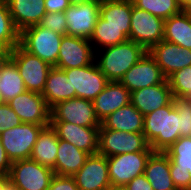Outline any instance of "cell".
I'll list each match as a JSON object with an SVG mask.
<instances>
[{"label": "cell", "instance_id": "6da1fadb", "mask_svg": "<svg viewBox=\"0 0 191 190\" xmlns=\"http://www.w3.org/2000/svg\"><path fill=\"white\" fill-rule=\"evenodd\" d=\"M143 134L153 151L162 152L181 137V117L174 101L144 116Z\"/></svg>", "mask_w": 191, "mask_h": 190}, {"label": "cell", "instance_id": "7a4b0ae2", "mask_svg": "<svg viewBox=\"0 0 191 190\" xmlns=\"http://www.w3.org/2000/svg\"><path fill=\"white\" fill-rule=\"evenodd\" d=\"M147 51L132 40L105 47L95 62L108 81L120 82L124 74L135 65ZM97 60V61H96Z\"/></svg>", "mask_w": 191, "mask_h": 190}, {"label": "cell", "instance_id": "3957f363", "mask_svg": "<svg viewBox=\"0 0 191 190\" xmlns=\"http://www.w3.org/2000/svg\"><path fill=\"white\" fill-rule=\"evenodd\" d=\"M62 38L63 35L36 24L20 32L19 44L29 53L54 67L57 65Z\"/></svg>", "mask_w": 191, "mask_h": 190}, {"label": "cell", "instance_id": "277c9868", "mask_svg": "<svg viewBox=\"0 0 191 190\" xmlns=\"http://www.w3.org/2000/svg\"><path fill=\"white\" fill-rule=\"evenodd\" d=\"M8 57L15 63L26 90L42 94L52 66L26 51L20 44L9 52Z\"/></svg>", "mask_w": 191, "mask_h": 190}, {"label": "cell", "instance_id": "5b68a950", "mask_svg": "<svg viewBox=\"0 0 191 190\" xmlns=\"http://www.w3.org/2000/svg\"><path fill=\"white\" fill-rule=\"evenodd\" d=\"M55 173L32 159L12 162L8 177L18 190H48Z\"/></svg>", "mask_w": 191, "mask_h": 190}, {"label": "cell", "instance_id": "8992f818", "mask_svg": "<svg viewBox=\"0 0 191 190\" xmlns=\"http://www.w3.org/2000/svg\"><path fill=\"white\" fill-rule=\"evenodd\" d=\"M44 127L33 123H21L0 134L2 145L11 162L30 159L33 147Z\"/></svg>", "mask_w": 191, "mask_h": 190}, {"label": "cell", "instance_id": "52a82bcc", "mask_svg": "<svg viewBox=\"0 0 191 190\" xmlns=\"http://www.w3.org/2000/svg\"><path fill=\"white\" fill-rule=\"evenodd\" d=\"M139 151H153L143 133L99 129L98 154L110 157Z\"/></svg>", "mask_w": 191, "mask_h": 190}, {"label": "cell", "instance_id": "ba28073f", "mask_svg": "<svg viewBox=\"0 0 191 190\" xmlns=\"http://www.w3.org/2000/svg\"><path fill=\"white\" fill-rule=\"evenodd\" d=\"M165 20L133 6L129 40L136 42L146 51L164 38Z\"/></svg>", "mask_w": 191, "mask_h": 190}, {"label": "cell", "instance_id": "9c48e42d", "mask_svg": "<svg viewBox=\"0 0 191 190\" xmlns=\"http://www.w3.org/2000/svg\"><path fill=\"white\" fill-rule=\"evenodd\" d=\"M153 152L139 151L107 157L111 185L125 186L136 176L144 174L147 161Z\"/></svg>", "mask_w": 191, "mask_h": 190}, {"label": "cell", "instance_id": "30bf717a", "mask_svg": "<svg viewBox=\"0 0 191 190\" xmlns=\"http://www.w3.org/2000/svg\"><path fill=\"white\" fill-rule=\"evenodd\" d=\"M51 122H70L83 127H100L91 100L72 98L58 102L51 108Z\"/></svg>", "mask_w": 191, "mask_h": 190}, {"label": "cell", "instance_id": "8fae6325", "mask_svg": "<svg viewBox=\"0 0 191 190\" xmlns=\"http://www.w3.org/2000/svg\"><path fill=\"white\" fill-rule=\"evenodd\" d=\"M67 35L90 40L100 15V0L71 4L64 12Z\"/></svg>", "mask_w": 191, "mask_h": 190}, {"label": "cell", "instance_id": "7c38bea8", "mask_svg": "<svg viewBox=\"0 0 191 190\" xmlns=\"http://www.w3.org/2000/svg\"><path fill=\"white\" fill-rule=\"evenodd\" d=\"M94 62L95 60L85 67L64 70L71 80L72 91H75L78 98L93 101L109 82Z\"/></svg>", "mask_w": 191, "mask_h": 190}, {"label": "cell", "instance_id": "4fadbf2b", "mask_svg": "<svg viewBox=\"0 0 191 190\" xmlns=\"http://www.w3.org/2000/svg\"><path fill=\"white\" fill-rule=\"evenodd\" d=\"M22 123L48 126L51 123V108L40 93L26 90L8 102Z\"/></svg>", "mask_w": 191, "mask_h": 190}, {"label": "cell", "instance_id": "5bb4252c", "mask_svg": "<svg viewBox=\"0 0 191 190\" xmlns=\"http://www.w3.org/2000/svg\"><path fill=\"white\" fill-rule=\"evenodd\" d=\"M94 49L88 39L63 35L55 67L65 70L90 65L95 59L94 52H97Z\"/></svg>", "mask_w": 191, "mask_h": 190}, {"label": "cell", "instance_id": "9a60e30c", "mask_svg": "<svg viewBox=\"0 0 191 190\" xmlns=\"http://www.w3.org/2000/svg\"><path fill=\"white\" fill-rule=\"evenodd\" d=\"M167 78L155 59L147 51L145 55L133 65L120 82L130 92L163 83Z\"/></svg>", "mask_w": 191, "mask_h": 190}, {"label": "cell", "instance_id": "2e32d148", "mask_svg": "<svg viewBox=\"0 0 191 190\" xmlns=\"http://www.w3.org/2000/svg\"><path fill=\"white\" fill-rule=\"evenodd\" d=\"M73 177L79 190H107L111 185L107 157L90 155Z\"/></svg>", "mask_w": 191, "mask_h": 190}, {"label": "cell", "instance_id": "e0dca14e", "mask_svg": "<svg viewBox=\"0 0 191 190\" xmlns=\"http://www.w3.org/2000/svg\"><path fill=\"white\" fill-rule=\"evenodd\" d=\"M148 52L166 78L177 70L191 66V49L183 48L175 43L161 40Z\"/></svg>", "mask_w": 191, "mask_h": 190}, {"label": "cell", "instance_id": "ac0fdd59", "mask_svg": "<svg viewBox=\"0 0 191 190\" xmlns=\"http://www.w3.org/2000/svg\"><path fill=\"white\" fill-rule=\"evenodd\" d=\"M50 124L56 130L58 139L73 144L89 155L98 153L100 127H83L70 122H51Z\"/></svg>", "mask_w": 191, "mask_h": 190}, {"label": "cell", "instance_id": "d6986e66", "mask_svg": "<svg viewBox=\"0 0 191 190\" xmlns=\"http://www.w3.org/2000/svg\"><path fill=\"white\" fill-rule=\"evenodd\" d=\"M174 97L166 79L163 83L131 92V104L143 115L163 108L173 101Z\"/></svg>", "mask_w": 191, "mask_h": 190}, {"label": "cell", "instance_id": "ffe728a7", "mask_svg": "<svg viewBox=\"0 0 191 190\" xmlns=\"http://www.w3.org/2000/svg\"><path fill=\"white\" fill-rule=\"evenodd\" d=\"M130 102L131 92L121 82L115 81H109L104 90L92 101L100 122Z\"/></svg>", "mask_w": 191, "mask_h": 190}, {"label": "cell", "instance_id": "44dd1931", "mask_svg": "<svg viewBox=\"0 0 191 190\" xmlns=\"http://www.w3.org/2000/svg\"><path fill=\"white\" fill-rule=\"evenodd\" d=\"M6 2L19 32L39 24L46 14L45 0H6Z\"/></svg>", "mask_w": 191, "mask_h": 190}, {"label": "cell", "instance_id": "7402d4cb", "mask_svg": "<svg viewBox=\"0 0 191 190\" xmlns=\"http://www.w3.org/2000/svg\"><path fill=\"white\" fill-rule=\"evenodd\" d=\"M144 175L154 190H177L170 174V158L162 151H154L146 164Z\"/></svg>", "mask_w": 191, "mask_h": 190}, {"label": "cell", "instance_id": "603a6c76", "mask_svg": "<svg viewBox=\"0 0 191 190\" xmlns=\"http://www.w3.org/2000/svg\"><path fill=\"white\" fill-rule=\"evenodd\" d=\"M132 14L131 0H100V17L106 25L122 29V33L129 39Z\"/></svg>", "mask_w": 191, "mask_h": 190}, {"label": "cell", "instance_id": "cb8c5ba5", "mask_svg": "<svg viewBox=\"0 0 191 190\" xmlns=\"http://www.w3.org/2000/svg\"><path fill=\"white\" fill-rule=\"evenodd\" d=\"M143 122L144 116L129 103L102 120L99 129L143 133Z\"/></svg>", "mask_w": 191, "mask_h": 190}, {"label": "cell", "instance_id": "d4e9b609", "mask_svg": "<svg viewBox=\"0 0 191 190\" xmlns=\"http://www.w3.org/2000/svg\"><path fill=\"white\" fill-rule=\"evenodd\" d=\"M42 96L48 106L52 108L58 102L75 98L76 94L75 91H72L71 80L65 71L54 66L47 75Z\"/></svg>", "mask_w": 191, "mask_h": 190}, {"label": "cell", "instance_id": "484cf974", "mask_svg": "<svg viewBox=\"0 0 191 190\" xmlns=\"http://www.w3.org/2000/svg\"><path fill=\"white\" fill-rule=\"evenodd\" d=\"M89 156L73 144L59 139L57 159L52 169L56 175L73 176L85 164Z\"/></svg>", "mask_w": 191, "mask_h": 190}, {"label": "cell", "instance_id": "4316f807", "mask_svg": "<svg viewBox=\"0 0 191 190\" xmlns=\"http://www.w3.org/2000/svg\"><path fill=\"white\" fill-rule=\"evenodd\" d=\"M58 142V135L51 124L44 127L33 147L30 159L53 168L57 159Z\"/></svg>", "mask_w": 191, "mask_h": 190}, {"label": "cell", "instance_id": "83f0119b", "mask_svg": "<svg viewBox=\"0 0 191 190\" xmlns=\"http://www.w3.org/2000/svg\"><path fill=\"white\" fill-rule=\"evenodd\" d=\"M163 40L191 49V11L182 10L165 20Z\"/></svg>", "mask_w": 191, "mask_h": 190}, {"label": "cell", "instance_id": "f1b7e54d", "mask_svg": "<svg viewBox=\"0 0 191 190\" xmlns=\"http://www.w3.org/2000/svg\"><path fill=\"white\" fill-rule=\"evenodd\" d=\"M25 91L24 81L15 63L9 57L1 59L0 94L4 103H8Z\"/></svg>", "mask_w": 191, "mask_h": 190}, {"label": "cell", "instance_id": "f546056e", "mask_svg": "<svg viewBox=\"0 0 191 190\" xmlns=\"http://www.w3.org/2000/svg\"><path fill=\"white\" fill-rule=\"evenodd\" d=\"M127 40L128 38L122 33V29L106 25V21L99 16L89 41L91 44H96L94 47L100 45L99 47H102V50L105 47L114 46Z\"/></svg>", "mask_w": 191, "mask_h": 190}, {"label": "cell", "instance_id": "4dcf8cb0", "mask_svg": "<svg viewBox=\"0 0 191 190\" xmlns=\"http://www.w3.org/2000/svg\"><path fill=\"white\" fill-rule=\"evenodd\" d=\"M133 6L147 11L163 20L179 14L181 8L179 0H131Z\"/></svg>", "mask_w": 191, "mask_h": 190}, {"label": "cell", "instance_id": "1f68e13d", "mask_svg": "<svg viewBox=\"0 0 191 190\" xmlns=\"http://www.w3.org/2000/svg\"><path fill=\"white\" fill-rule=\"evenodd\" d=\"M20 42L17 30L6 0H0V43L10 52Z\"/></svg>", "mask_w": 191, "mask_h": 190}, {"label": "cell", "instance_id": "d6a6232c", "mask_svg": "<svg viewBox=\"0 0 191 190\" xmlns=\"http://www.w3.org/2000/svg\"><path fill=\"white\" fill-rule=\"evenodd\" d=\"M170 158V165L188 170L191 175V136L179 137L164 151Z\"/></svg>", "mask_w": 191, "mask_h": 190}, {"label": "cell", "instance_id": "836d02e7", "mask_svg": "<svg viewBox=\"0 0 191 190\" xmlns=\"http://www.w3.org/2000/svg\"><path fill=\"white\" fill-rule=\"evenodd\" d=\"M167 80L174 98L191 99V66L175 71Z\"/></svg>", "mask_w": 191, "mask_h": 190}, {"label": "cell", "instance_id": "e575fe53", "mask_svg": "<svg viewBox=\"0 0 191 190\" xmlns=\"http://www.w3.org/2000/svg\"><path fill=\"white\" fill-rule=\"evenodd\" d=\"M173 101L181 117V137L191 136V99L176 97Z\"/></svg>", "mask_w": 191, "mask_h": 190}, {"label": "cell", "instance_id": "d590c367", "mask_svg": "<svg viewBox=\"0 0 191 190\" xmlns=\"http://www.w3.org/2000/svg\"><path fill=\"white\" fill-rule=\"evenodd\" d=\"M39 25L60 35H67V21L64 12H46Z\"/></svg>", "mask_w": 191, "mask_h": 190}, {"label": "cell", "instance_id": "8d00e7d4", "mask_svg": "<svg viewBox=\"0 0 191 190\" xmlns=\"http://www.w3.org/2000/svg\"><path fill=\"white\" fill-rule=\"evenodd\" d=\"M21 123L22 121L8 103L0 105V134L7 129L19 126Z\"/></svg>", "mask_w": 191, "mask_h": 190}, {"label": "cell", "instance_id": "74e56055", "mask_svg": "<svg viewBox=\"0 0 191 190\" xmlns=\"http://www.w3.org/2000/svg\"><path fill=\"white\" fill-rule=\"evenodd\" d=\"M170 174L177 190L191 189V175L188 170L177 169V165H170Z\"/></svg>", "mask_w": 191, "mask_h": 190}, {"label": "cell", "instance_id": "f35d334b", "mask_svg": "<svg viewBox=\"0 0 191 190\" xmlns=\"http://www.w3.org/2000/svg\"><path fill=\"white\" fill-rule=\"evenodd\" d=\"M48 190H79L73 176L54 175Z\"/></svg>", "mask_w": 191, "mask_h": 190}, {"label": "cell", "instance_id": "ab89813d", "mask_svg": "<svg viewBox=\"0 0 191 190\" xmlns=\"http://www.w3.org/2000/svg\"><path fill=\"white\" fill-rule=\"evenodd\" d=\"M125 187L127 190H154L144 174L136 176Z\"/></svg>", "mask_w": 191, "mask_h": 190}, {"label": "cell", "instance_id": "60d3db41", "mask_svg": "<svg viewBox=\"0 0 191 190\" xmlns=\"http://www.w3.org/2000/svg\"><path fill=\"white\" fill-rule=\"evenodd\" d=\"M71 5L70 0H45L46 12H65Z\"/></svg>", "mask_w": 191, "mask_h": 190}, {"label": "cell", "instance_id": "b9f144b4", "mask_svg": "<svg viewBox=\"0 0 191 190\" xmlns=\"http://www.w3.org/2000/svg\"><path fill=\"white\" fill-rule=\"evenodd\" d=\"M11 165H12V162L8 158L7 153L4 150V147L0 139V173L4 175H8Z\"/></svg>", "mask_w": 191, "mask_h": 190}, {"label": "cell", "instance_id": "7bdbcfd3", "mask_svg": "<svg viewBox=\"0 0 191 190\" xmlns=\"http://www.w3.org/2000/svg\"><path fill=\"white\" fill-rule=\"evenodd\" d=\"M0 190H18V189L10 184L8 175L0 173Z\"/></svg>", "mask_w": 191, "mask_h": 190}, {"label": "cell", "instance_id": "ee69618b", "mask_svg": "<svg viewBox=\"0 0 191 190\" xmlns=\"http://www.w3.org/2000/svg\"><path fill=\"white\" fill-rule=\"evenodd\" d=\"M183 10L191 11V0H179Z\"/></svg>", "mask_w": 191, "mask_h": 190}, {"label": "cell", "instance_id": "f6af8a7d", "mask_svg": "<svg viewBox=\"0 0 191 190\" xmlns=\"http://www.w3.org/2000/svg\"><path fill=\"white\" fill-rule=\"evenodd\" d=\"M9 55V51L0 43V59L6 58Z\"/></svg>", "mask_w": 191, "mask_h": 190}, {"label": "cell", "instance_id": "bcb514c9", "mask_svg": "<svg viewBox=\"0 0 191 190\" xmlns=\"http://www.w3.org/2000/svg\"><path fill=\"white\" fill-rule=\"evenodd\" d=\"M107 190H127L125 186L110 185Z\"/></svg>", "mask_w": 191, "mask_h": 190}, {"label": "cell", "instance_id": "7dc6e473", "mask_svg": "<svg viewBox=\"0 0 191 190\" xmlns=\"http://www.w3.org/2000/svg\"><path fill=\"white\" fill-rule=\"evenodd\" d=\"M90 0H70L71 4H77V3H82V2H87Z\"/></svg>", "mask_w": 191, "mask_h": 190}, {"label": "cell", "instance_id": "c3c4849f", "mask_svg": "<svg viewBox=\"0 0 191 190\" xmlns=\"http://www.w3.org/2000/svg\"><path fill=\"white\" fill-rule=\"evenodd\" d=\"M4 103L2 97H1V94H0V105H2Z\"/></svg>", "mask_w": 191, "mask_h": 190}]
</instances>
